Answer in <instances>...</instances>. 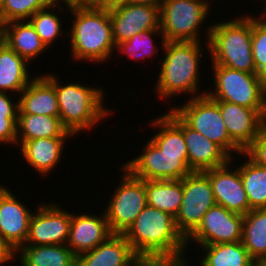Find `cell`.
<instances>
[{
    "label": "cell",
    "instance_id": "6da1fadb",
    "mask_svg": "<svg viewBox=\"0 0 266 266\" xmlns=\"http://www.w3.org/2000/svg\"><path fill=\"white\" fill-rule=\"evenodd\" d=\"M123 235L140 259L170 264L189 258L185 255L186 239L178 231L175 217L148 204Z\"/></svg>",
    "mask_w": 266,
    "mask_h": 266
},
{
    "label": "cell",
    "instance_id": "7a4b0ae2",
    "mask_svg": "<svg viewBox=\"0 0 266 266\" xmlns=\"http://www.w3.org/2000/svg\"><path fill=\"white\" fill-rule=\"evenodd\" d=\"M161 49L164 52L160 59V72L156 77L154 91L156 95L166 101L182 94L191 95L190 98L206 94L201 91L200 67L203 55V46L196 41H165L161 40ZM198 92V93H197ZM201 92V93H200ZM188 93V94H187ZM171 97V98H170ZM166 99V100H165Z\"/></svg>",
    "mask_w": 266,
    "mask_h": 266
},
{
    "label": "cell",
    "instance_id": "3957f363",
    "mask_svg": "<svg viewBox=\"0 0 266 266\" xmlns=\"http://www.w3.org/2000/svg\"><path fill=\"white\" fill-rule=\"evenodd\" d=\"M44 75L55 87L60 121L73 135L94 129L113 113L105 107V90L101 87H87L79 82L63 85L57 75L51 72Z\"/></svg>",
    "mask_w": 266,
    "mask_h": 266
},
{
    "label": "cell",
    "instance_id": "277c9868",
    "mask_svg": "<svg viewBox=\"0 0 266 266\" xmlns=\"http://www.w3.org/2000/svg\"><path fill=\"white\" fill-rule=\"evenodd\" d=\"M229 20V21H228ZM215 22L206 27L204 40L212 64L257 73L252 55V14Z\"/></svg>",
    "mask_w": 266,
    "mask_h": 266
},
{
    "label": "cell",
    "instance_id": "5b68a950",
    "mask_svg": "<svg viewBox=\"0 0 266 266\" xmlns=\"http://www.w3.org/2000/svg\"><path fill=\"white\" fill-rule=\"evenodd\" d=\"M69 12L73 20L67 34L68 38L71 37L69 48L72 59L99 65L109 60L116 50L109 10L74 8Z\"/></svg>",
    "mask_w": 266,
    "mask_h": 266
},
{
    "label": "cell",
    "instance_id": "8992f818",
    "mask_svg": "<svg viewBox=\"0 0 266 266\" xmlns=\"http://www.w3.org/2000/svg\"><path fill=\"white\" fill-rule=\"evenodd\" d=\"M210 1L213 0H162L160 30L165 41L201 42V27L212 8Z\"/></svg>",
    "mask_w": 266,
    "mask_h": 266
},
{
    "label": "cell",
    "instance_id": "52a82bcc",
    "mask_svg": "<svg viewBox=\"0 0 266 266\" xmlns=\"http://www.w3.org/2000/svg\"><path fill=\"white\" fill-rule=\"evenodd\" d=\"M212 79L215 87L206 90V95L214 101H226L263 111L264 87L258 73L233 70L222 65L212 64Z\"/></svg>",
    "mask_w": 266,
    "mask_h": 266
},
{
    "label": "cell",
    "instance_id": "ba28073f",
    "mask_svg": "<svg viewBox=\"0 0 266 266\" xmlns=\"http://www.w3.org/2000/svg\"><path fill=\"white\" fill-rule=\"evenodd\" d=\"M180 106L171 107L191 128L217 144L230 158L243 151L230 139L219 105L206 94L188 98Z\"/></svg>",
    "mask_w": 266,
    "mask_h": 266
},
{
    "label": "cell",
    "instance_id": "9c48e42d",
    "mask_svg": "<svg viewBox=\"0 0 266 266\" xmlns=\"http://www.w3.org/2000/svg\"><path fill=\"white\" fill-rule=\"evenodd\" d=\"M120 169L123 177L103 209L113 234H124L147 205L145 181L123 165Z\"/></svg>",
    "mask_w": 266,
    "mask_h": 266
},
{
    "label": "cell",
    "instance_id": "30bf717a",
    "mask_svg": "<svg viewBox=\"0 0 266 266\" xmlns=\"http://www.w3.org/2000/svg\"><path fill=\"white\" fill-rule=\"evenodd\" d=\"M183 200L175 217L178 231L186 239L201 223L205 213L216 201L205 172H191L182 179Z\"/></svg>",
    "mask_w": 266,
    "mask_h": 266
},
{
    "label": "cell",
    "instance_id": "8fae6325",
    "mask_svg": "<svg viewBox=\"0 0 266 266\" xmlns=\"http://www.w3.org/2000/svg\"><path fill=\"white\" fill-rule=\"evenodd\" d=\"M243 221L244 215L216 204L205 213L198 227L186 238V247L194 242L199 247L242 241Z\"/></svg>",
    "mask_w": 266,
    "mask_h": 266
},
{
    "label": "cell",
    "instance_id": "7c38bea8",
    "mask_svg": "<svg viewBox=\"0 0 266 266\" xmlns=\"http://www.w3.org/2000/svg\"><path fill=\"white\" fill-rule=\"evenodd\" d=\"M144 146L140 155L122 164L135 177L144 181L181 180L192 172L188 159L165 155L150 139Z\"/></svg>",
    "mask_w": 266,
    "mask_h": 266
},
{
    "label": "cell",
    "instance_id": "4fadbf2b",
    "mask_svg": "<svg viewBox=\"0 0 266 266\" xmlns=\"http://www.w3.org/2000/svg\"><path fill=\"white\" fill-rule=\"evenodd\" d=\"M30 219L25 245L67 244L71 211L64 210L57 202L38 204Z\"/></svg>",
    "mask_w": 266,
    "mask_h": 266
},
{
    "label": "cell",
    "instance_id": "5bb4252c",
    "mask_svg": "<svg viewBox=\"0 0 266 266\" xmlns=\"http://www.w3.org/2000/svg\"><path fill=\"white\" fill-rule=\"evenodd\" d=\"M116 46L135 34L160 29V5L124 3L109 9Z\"/></svg>",
    "mask_w": 266,
    "mask_h": 266
},
{
    "label": "cell",
    "instance_id": "9a60e30c",
    "mask_svg": "<svg viewBox=\"0 0 266 266\" xmlns=\"http://www.w3.org/2000/svg\"><path fill=\"white\" fill-rule=\"evenodd\" d=\"M13 194L8 186L0 185V240L16 252L25 245L33 213Z\"/></svg>",
    "mask_w": 266,
    "mask_h": 266
},
{
    "label": "cell",
    "instance_id": "2e32d148",
    "mask_svg": "<svg viewBox=\"0 0 266 266\" xmlns=\"http://www.w3.org/2000/svg\"><path fill=\"white\" fill-rule=\"evenodd\" d=\"M235 159L236 157H233L225 165L204 172L209 177L216 204L232 212L246 215L252 209L238 166L234 169L232 165L236 163L233 162Z\"/></svg>",
    "mask_w": 266,
    "mask_h": 266
},
{
    "label": "cell",
    "instance_id": "e0dca14e",
    "mask_svg": "<svg viewBox=\"0 0 266 266\" xmlns=\"http://www.w3.org/2000/svg\"><path fill=\"white\" fill-rule=\"evenodd\" d=\"M103 215L86 212L71 213V223L67 246L78 257L80 254L96 248L113 235L104 210ZM87 213V214H86Z\"/></svg>",
    "mask_w": 266,
    "mask_h": 266
},
{
    "label": "cell",
    "instance_id": "ac0fdd59",
    "mask_svg": "<svg viewBox=\"0 0 266 266\" xmlns=\"http://www.w3.org/2000/svg\"><path fill=\"white\" fill-rule=\"evenodd\" d=\"M220 108L230 139L244 151L264 130L262 125L263 111L245 106L215 101Z\"/></svg>",
    "mask_w": 266,
    "mask_h": 266
},
{
    "label": "cell",
    "instance_id": "d6986e66",
    "mask_svg": "<svg viewBox=\"0 0 266 266\" xmlns=\"http://www.w3.org/2000/svg\"><path fill=\"white\" fill-rule=\"evenodd\" d=\"M182 132L192 172H204L225 165L231 158L214 142L191 128L182 119Z\"/></svg>",
    "mask_w": 266,
    "mask_h": 266
},
{
    "label": "cell",
    "instance_id": "ffe728a7",
    "mask_svg": "<svg viewBox=\"0 0 266 266\" xmlns=\"http://www.w3.org/2000/svg\"><path fill=\"white\" fill-rule=\"evenodd\" d=\"M140 258L123 234H113L91 251L77 257V266H133Z\"/></svg>",
    "mask_w": 266,
    "mask_h": 266
},
{
    "label": "cell",
    "instance_id": "44dd1931",
    "mask_svg": "<svg viewBox=\"0 0 266 266\" xmlns=\"http://www.w3.org/2000/svg\"><path fill=\"white\" fill-rule=\"evenodd\" d=\"M71 137L40 138L24 141L19 147L23 160L42 176H49L63 157L67 140ZM66 140V141H65ZM50 172V173H49Z\"/></svg>",
    "mask_w": 266,
    "mask_h": 266
},
{
    "label": "cell",
    "instance_id": "7402d4cb",
    "mask_svg": "<svg viewBox=\"0 0 266 266\" xmlns=\"http://www.w3.org/2000/svg\"><path fill=\"white\" fill-rule=\"evenodd\" d=\"M18 114L59 117V104L53 83L44 75H35L18 96Z\"/></svg>",
    "mask_w": 266,
    "mask_h": 266
},
{
    "label": "cell",
    "instance_id": "603a6c76",
    "mask_svg": "<svg viewBox=\"0 0 266 266\" xmlns=\"http://www.w3.org/2000/svg\"><path fill=\"white\" fill-rule=\"evenodd\" d=\"M149 121L155 129L156 134L150 137L151 141L162 153L170 156H179V159H188V150L182 132V118L172 109Z\"/></svg>",
    "mask_w": 266,
    "mask_h": 266
},
{
    "label": "cell",
    "instance_id": "cb8c5ba5",
    "mask_svg": "<svg viewBox=\"0 0 266 266\" xmlns=\"http://www.w3.org/2000/svg\"><path fill=\"white\" fill-rule=\"evenodd\" d=\"M0 29L2 40L28 63L48 50L28 20L11 21Z\"/></svg>",
    "mask_w": 266,
    "mask_h": 266
},
{
    "label": "cell",
    "instance_id": "d4e9b609",
    "mask_svg": "<svg viewBox=\"0 0 266 266\" xmlns=\"http://www.w3.org/2000/svg\"><path fill=\"white\" fill-rule=\"evenodd\" d=\"M28 65L25 59L2 40L0 42V92L19 95L34 78L29 73Z\"/></svg>",
    "mask_w": 266,
    "mask_h": 266
},
{
    "label": "cell",
    "instance_id": "484cf974",
    "mask_svg": "<svg viewBox=\"0 0 266 266\" xmlns=\"http://www.w3.org/2000/svg\"><path fill=\"white\" fill-rule=\"evenodd\" d=\"M15 255L21 266H77V256L66 244L23 245Z\"/></svg>",
    "mask_w": 266,
    "mask_h": 266
},
{
    "label": "cell",
    "instance_id": "4316f807",
    "mask_svg": "<svg viewBox=\"0 0 266 266\" xmlns=\"http://www.w3.org/2000/svg\"><path fill=\"white\" fill-rule=\"evenodd\" d=\"M16 126L17 146H20L24 141L33 139L74 136L62 125L59 117L18 114Z\"/></svg>",
    "mask_w": 266,
    "mask_h": 266
},
{
    "label": "cell",
    "instance_id": "83f0119b",
    "mask_svg": "<svg viewBox=\"0 0 266 266\" xmlns=\"http://www.w3.org/2000/svg\"><path fill=\"white\" fill-rule=\"evenodd\" d=\"M145 188L148 205L176 217L183 200L182 179L147 180L145 181Z\"/></svg>",
    "mask_w": 266,
    "mask_h": 266
},
{
    "label": "cell",
    "instance_id": "f1b7e54d",
    "mask_svg": "<svg viewBox=\"0 0 266 266\" xmlns=\"http://www.w3.org/2000/svg\"><path fill=\"white\" fill-rule=\"evenodd\" d=\"M203 249L199 266H253L251 258L241 241L200 246Z\"/></svg>",
    "mask_w": 266,
    "mask_h": 266
},
{
    "label": "cell",
    "instance_id": "f546056e",
    "mask_svg": "<svg viewBox=\"0 0 266 266\" xmlns=\"http://www.w3.org/2000/svg\"><path fill=\"white\" fill-rule=\"evenodd\" d=\"M241 242L255 262L266 258V208L244 215Z\"/></svg>",
    "mask_w": 266,
    "mask_h": 266
},
{
    "label": "cell",
    "instance_id": "4dcf8cb0",
    "mask_svg": "<svg viewBox=\"0 0 266 266\" xmlns=\"http://www.w3.org/2000/svg\"><path fill=\"white\" fill-rule=\"evenodd\" d=\"M246 157L238 170L251 209L266 208V168L255 164L243 152L238 157Z\"/></svg>",
    "mask_w": 266,
    "mask_h": 266
},
{
    "label": "cell",
    "instance_id": "1f68e13d",
    "mask_svg": "<svg viewBox=\"0 0 266 266\" xmlns=\"http://www.w3.org/2000/svg\"><path fill=\"white\" fill-rule=\"evenodd\" d=\"M61 8L50 5L47 8L37 11L28 20L48 49L51 48V45L55 44V40H59L63 32L64 34H68V32H65L66 29L63 28L62 30L63 24L61 23L63 21L60 19L61 15H57V12H62L60 11ZM56 9H58L57 12H55Z\"/></svg>",
    "mask_w": 266,
    "mask_h": 266
},
{
    "label": "cell",
    "instance_id": "d6a6232c",
    "mask_svg": "<svg viewBox=\"0 0 266 266\" xmlns=\"http://www.w3.org/2000/svg\"><path fill=\"white\" fill-rule=\"evenodd\" d=\"M160 36V40H165L162 31L160 29H152L135 34L132 38L116 46L115 52L124 54L127 59L130 57L135 61L144 60L147 57L152 59L153 55H157L159 48L153 40V36ZM151 57V58H150Z\"/></svg>",
    "mask_w": 266,
    "mask_h": 266
},
{
    "label": "cell",
    "instance_id": "836d02e7",
    "mask_svg": "<svg viewBox=\"0 0 266 266\" xmlns=\"http://www.w3.org/2000/svg\"><path fill=\"white\" fill-rule=\"evenodd\" d=\"M50 5V0H5L0 7V27L11 21L29 20L37 11Z\"/></svg>",
    "mask_w": 266,
    "mask_h": 266
},
{
    "label": "cell",
    "instance_id": "e575fe53",
    "mask_svg": "<svg viewBox=\"0 0 266 266\" xmlns=\"http://www.w3.org/2000/svg\"><path fill=\"white\" fill-rule=\"evenodd\" d=\"M259 17L252 15V55L256 72L266 65V7Z\"/></svg>",
    "mask_w": 266,
    "mask_h": 266
},
{
    "label": "cell",
    "instance_id": "d590c367",
    "mask_svg": "<svg viewBox=\"0 0 266 266\" xmlns=\"http://www.w3.org/2000/svg\"><path fill=\"white\" fill-rule=\"evenodd\" d=\"M243 153L255 164L266 168V130H263Z\"/></svg>",
    "mask_w": 266,
    "mask_h": 266
},
{
    "label": "cell",
    "instance_id": "8d00e7d4",
    "mask_svg": "<svg viewBox=\"0 0 266 266\" xmlns=\"http://www.w3.org/2000/svg\"><path fill=\"white\" fill-rule=\"evenodd\" d=\"M18 116H0V144H17Z\"/></svg>",
    "mask_w": 266,
    "mask_h": 266
},
{
    "label": "cell",
    "instance_id": "74e56055",
    "mask_svg": "<svg viewBox=\"0 0 266 266\" xmlns=\"http://www.w3.org/2000/svg\"><path fill=\"white\" fill-rule=\"evenodd\" d=\"M0 92V116H18V99L14 101V95Z\"/></svg>",
    "mask_w": 266,
    "mask_h": 266
},
{
    "label": "cell",
    "instance_id": "f35d334b",
    "mask_svg": "<svg viewBox=\"0 0 266 266\" xmlns=\"http://www.w3.org/2000/svg\"><path fill=\"white\" fill-rule=\"evenodd\" d=\"M83 10H109V0H80L76 7Z\"/></svg>",
    "mask_w": 266,
    "mask_h": 266
},
{
    "label": "cell",
    "instance_id": "ab89813d",
    "mask_svg": "<svg viewBox=\"0 0 266 266\" xmlns=\"http://www.w3.org/2000/svg\"><path fill=\"white\" fill-rule=\"evenodd\" d=\"M13 259L16 260L15 252L12 251L2 240H0V266L5 264L9 265V262H15Z\"/></svg>",
    "mask_w": 266,
    "mask_h": 266
},
{
    "label": "cell",
    "instance_id": "60d3db41",
    "mask_svg": "<svg viewBox=\"0 0 266 266\" xmlns=\"http://www.w3.org/2000/svg\"><path fill=\"white\" fill-rule=\"evenodd\" d=\"M54 6L62 7V11L67 7L68 10L76 8L80 4V0H50ZM62 3L64 5H62ZM65 6V7H64Z\"/></svg>",
    "mask_w": 266,
    "mask_h": 266
},
{
    "label": "cell",
    "instance_id": "b9f144b4",
    "mask_svg": "<svg viewBox=\"0 0 266 266\" xmlns=\"http://www.w3.org/2000/svg\"><path fill=\"white\" fill-rule=\"evenodd\" d=\"M169 264L157 259H140L133 266H168Z\"/></svg>",
    "mask_w": 266,
    "mask_h": 266
},
{
    "label": "cell",
    "instance_id": "7bdbcfd3",
    "mask_svg": "<svg viewBox=\"0 0 266 266\" xmlns=\"http://www.w3.org/2000/svg\"><path fill=\"white\" fill-rule=\"evenodd\" d=\"M162 0H130L129 3L144 5H160Z\"/></svg>",
    "mask_w": 266,
    "mask_h": 266
},
{
    "label": "cell",
    "instance_id": "ee69618b",
    "mask_svg": "<svg viewBox=\"0 0 266 266\" xmlns=\"http://www.w3.org/2000/svg\"><path fill=\"white\" fill-rule=\"evenodd\" d=\"M258 77L263 87L266 88V65L258 72Z\"/></svg>",
    "mask_w": 266,
    "mask_h": 266
},
{
    "label": "cell",
    "instance_id": "f6af8a7d",
    "mask_svg": "<svg viewBox=\"0 0 266 266\" xmlns=\"http://www.w3.org/2000/svg\"><path fill=\"white\" fill-rule=\"evenodd\" d=\"M262 125L263 129L266 130V88L264 89V109L262 113Z\"/></svg>",
    "mask_w": 266,
    "mask_h": 266
},
{
    "label": "cell",
    "instance_id": "bcb514c9",
    "mask_svg": "<svg viewBox=\"0 0 266 266\" xmlns=\"http://www.w3.org/2000/svg\"><path fill=\"white\" fill-rule=\"evenodd\" d=\"M130 0H109V9L119 4L129 3Z\"/></svg>",
    "mask_w": 266,
    "mask_h": 266
},
{
    "label": "cell",
    "instance_id": "7dc6e473",
    "mask_svg": "<svg viewBox=\"0 0 266 266\" xmlns=\"http://www.w3.org/2000/svg\"><path fill=\"white\" fill-rule=\"evenodd\" d=\"M190 259H188V260H182V261H177V262H173V263H170L168 266H188V261H189Z\"/></svg>",
    "mask_w": 266,
    "mask_h": 266
},
{
    "label": "cell",
    "instance_id": "c3c4849f",
    "mask_svg": "<svg viewBox=\"0 0 266 266\" xmlns=\"http://www.w3.org/2000/svg\"><path fill=\"white\" fill-rule=\"evenodd\" d=\"M253 266H266V263L263 261L255 262Z\"/></svg>",
    "mask_w": 266,
    "mask_h": 266
},
{
    "label": "cell",
    "instance_id": "681fc988",
    "mask_svg": "<svg viewBox=\"0 0 266 266\" xmlns=\"http://www.w3.org/2000/svg\"><path fill=\"white\" fill-rule=\"evenodd\" d=\"M2 41V32H1V29H0V42Z\"/></svg>",
    "mask_w": 266,
    "mask_h": 266
},
{
    "label": "cell",
    "instance_id": "f907efd6",
    "mask_svg": "<svg viewBox=\"0 0 266 266\" xmlns=\"http://www.w3.org/2000/svg\"><path fill=\"white\" fill-rule=\"evenodd\" d=\"M5 0H0V7L4 3Z\"/></svg>",
    "mask_w": 266,
    "mask_h": 266
}]
</instances>
